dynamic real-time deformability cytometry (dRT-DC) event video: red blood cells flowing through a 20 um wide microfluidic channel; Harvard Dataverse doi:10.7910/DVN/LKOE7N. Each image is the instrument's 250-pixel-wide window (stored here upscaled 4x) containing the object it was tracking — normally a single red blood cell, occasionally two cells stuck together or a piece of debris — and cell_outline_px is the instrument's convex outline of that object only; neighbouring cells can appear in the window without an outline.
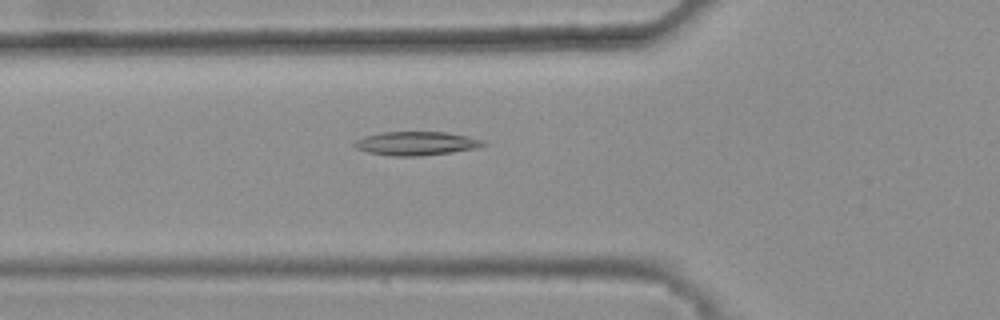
{"species": "common noctule bat (a hibernating species)", "species_latin": "Nyctalus noctula", "temperature_condition": "warm", "stored_images_in_passage": 26, "camera_frame_rate_fps": 3000, "um_per_image_px": 0.085, "animal": {"sex": "female", "body_mass_g": 25.1}, "frame": {"image": 1, "passage_image": 3, "time_ms": 0.667, "image_size_px": [1000, 320], "cell_outline_px": [[488, 144], [476, 148], [452, 152], [420, 156], [392, 156], [368, 152], [356, 148], [352, 144], [356, 140], [364, 136], [380, 132], [448, 132], [484, 140]], "centroid_in_image_um": [35.38, 12.19], "position_along_channel_um": 90.4, "area_um2": 17.86}}
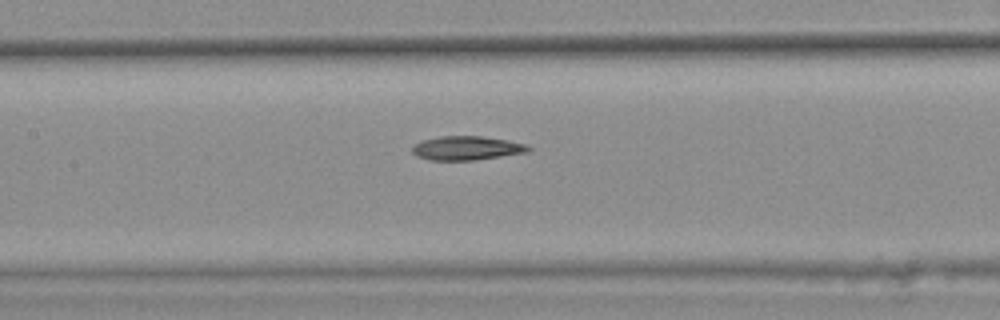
{"frame": {"image": 2, "passage_image": 9, "time_ms": 2.667, "image_size_px": [1000, 320], "cell_outline_px": [[532, 148], [528, 152], [472, 160], [428, 160], [416, 156], [412, 152], [412, 144], [424, 140], [440, 136], [480, 136], [508, 140], [528, 144]], "centroid_in_image_um": [39.66, 12.58], "position_along_channel_um": 167.7, "area_um2": 16.24}}
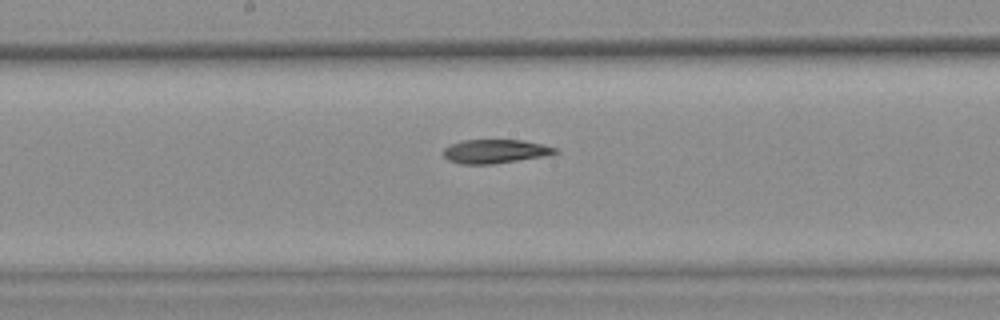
{"frame": {"image": 3, "passage_image": 12, "time_ms": 3.667, "image_size_px": [1000, 320], "cell_outline_px": [[560, 152], [548, 156], [492, 164], [460, 164], [448, 160], [444, 156], [444, 148], [460, 140], [524, 140], [544, 144], [560, 148]], "centroid_in_image_um": [42.17, 12.86], "position_along_channel_um": 206.0, "area_um2": 15.84}, "authors_computed_cell_mechanics": {"area_um2": 16.1262, "velocity_mm_per_s": 3.8561, "shape_relaxation_time_tau1_ms": null, "shape_relaxation_time_tau2_ms": 10.0626, "deformation_change_tau1": null, "deformation_change_tau2": 0.1817}}